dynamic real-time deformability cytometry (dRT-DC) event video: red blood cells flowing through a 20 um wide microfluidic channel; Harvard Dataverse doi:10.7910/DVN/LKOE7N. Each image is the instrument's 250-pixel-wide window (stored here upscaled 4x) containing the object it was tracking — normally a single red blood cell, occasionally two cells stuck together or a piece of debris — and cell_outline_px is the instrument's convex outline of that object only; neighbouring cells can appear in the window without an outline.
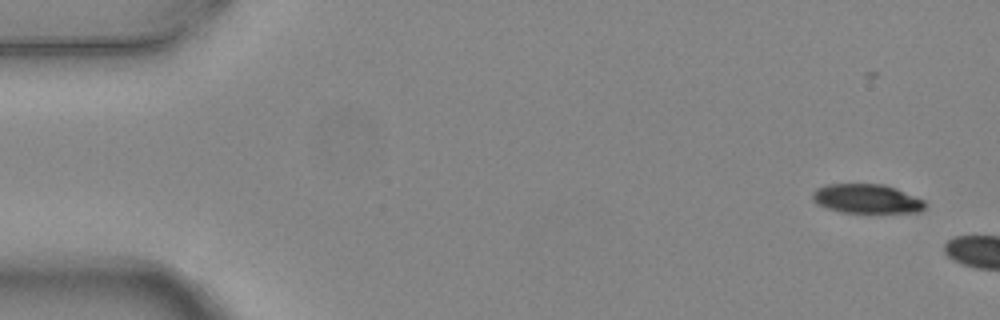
{"species": "common noctule bat (a hibernating species)", "species_latin": "Nyctalus noctula", "temperature_condition": "warm", "stored_images_in_passage": 2, "camera_frame_rate_fps": 3000, "um_per_image_px": 0.085, "animal": {"sex": "female", "body_mass_g": 24.6, "forearm_length_mm": 56.2}, "frame": {"image": 1, "passage_image": 1, "time_ms": 0.0, "image_size_px": [1000, 320], "cell_outline_px": [[928, 204], [920, 212], [844, 212], [828, 208], [816, 204], [812, 200], [812, 192], [816, 188], [828, 184], [884, 184], [896, 188], [924, 200]], "centroid_in_image_um": [73.67, 16.88], "position_along_channel_um": 11.3, "area_um2": 19.13}}